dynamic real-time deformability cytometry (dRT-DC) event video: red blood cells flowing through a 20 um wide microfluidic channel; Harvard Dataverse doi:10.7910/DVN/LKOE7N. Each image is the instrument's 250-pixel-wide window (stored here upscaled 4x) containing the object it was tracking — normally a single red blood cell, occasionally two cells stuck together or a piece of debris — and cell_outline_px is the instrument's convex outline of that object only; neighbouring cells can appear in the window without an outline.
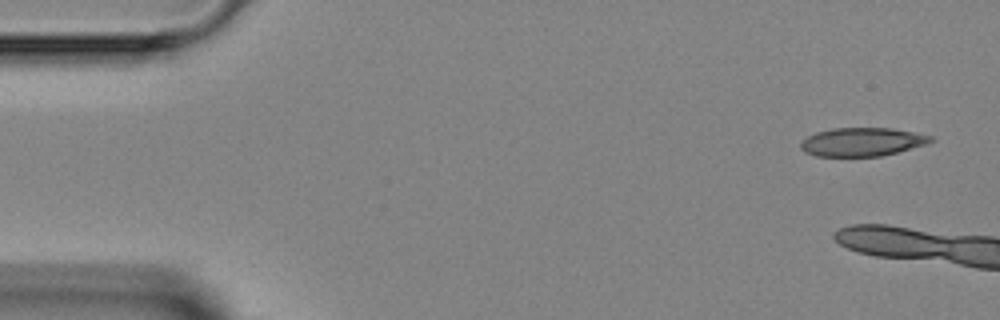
{"species": "Egyptian fruit bat (a non-hibernating species)", "species_latin": "Rousettus aegyptiacus", "temperature_condition": "room temperature", "stored_images_in_passage": 6, "camera_frame_rate_fps": 3000, "um_per_image_px": 0.085, "animal": {"sex": "female"}, "frame": {"image": 1, "passage_image": 1, "time_ms": 0.0, "image_size_px": [1000, 320], "cell_outline_px": [[936, 140], [928, 144], [880, 156], [816, 156], [804, 152], [800, 148], [800, 144], [808, 136], [816, 132], [832, 128], [892, 128], [932, 136]], "centroid_in_image_um": [73.29, 12.06], "position_along_channel_um": 11.7, "area_um2": 21.56}}